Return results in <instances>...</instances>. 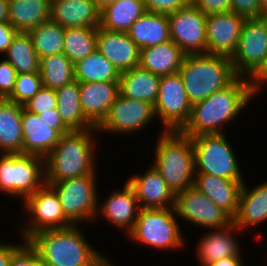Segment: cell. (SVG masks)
Returning a JSON list of instances; mask_svg holds the SVG:
<instances>
[{
	"instance_id": "cell-1",
	"label": "cell",
	"mask_w": 267,
	"mask_h": 266,
	"mask_svg": "<svg viewBox=\"0 0 267 266\" xmlns=\"http://www.w3.org/2000/svg\"><path fill=\"white\" fill-rule=\"evenodd\" d=\"M255 97L249 78L238 76L225 88L192 104L189 120L180 132L188 137L224 133V126L236 121Z\"/></svg>"
},
{
	"instance_id": "cell-2",
	"label": "cell",
	"mask_w": 267,
	"mask_h": 266,
	"mask_svg": "<svg viewBox=\"0 0 267 266\" xmlns=\"http://www.w3.org/2000/svg\"><path fill=\"white\" fill-rule=\"evenodd\" d=\"M79 225L36 232L27 241L44 266H115L86 239Z\"/></svg>"
},
{
	"instance_id": "cell-3",
	"label": "cell",
	"mask_w": 267,
	"mask_h": 266,
	"mask_svg": "<svg viewBox=\"0 0 267 266\" xmlns=\"http://www.w3.org/2000/svg\"><path fill=\"white\" fill-rule=\"evenodd\" d=\"M96 134L100 135L97 128H91L61 135L54 149L45 157V182L55 183L96 173L95 148L99 139H95Z\"/></svg>"
},
{
	"instance_id": "cell-4",
	"label": "cell",
	"mask_w": 267,
	"mask_h": 266,
	"mask_svg": "<svg viewBox=\"0 0 267 266\" xmlns=\"http://www.w3.org/2000/svg\"><path fill=\"white\" fill-rule=\"evenodd\" d=\"M153 167L169 188L178 194L193 187L194 147L191 138L180 131H162L154 149Z\"/></svg>"
},
{
	"instance_id": "cell-5",
	"label": "cell",
	"mask_w": 267,
	"mask_h": 266,
	"mask_svg": "<svg viewBox=\"0 0 267 266\" xmlns=\"http://www.w3.org/2000/svg\"><path fill=\"white\" fill-rule=\"evenodd\" d=\"M179 74L191 104L208 98L238 77L229 57L210 53L186 54Z\"/></svg>"
},
{
	"instance_id": "cell-6",
	"label": "cell",
	"mask_w": 267,
	"mask_h": 266,
	"mask_svg": "<svg viewBox=\"0 0 267 266\" xmlns=\"http://www.w3.org/2000/svg\"><path fill=\"white\" fill-rule=\"evenodd\" d=\"M175 208H141L131 241L160 250H178L185 245Z\"/></svg>"
},
{
	"instance_id": "cell-7",
	"label": "cell",
	"mask_w": 267,
	"mask_h": 266,
	"mask_svg": "<svg viewBox=\"0 0 267 266\" xmlns=\"http://www.w3.org/2000/svg\"><path fill=\"white\" fill-rule=\"evenodd\" d=\"M45 183V158L35 154H0L1 194L24 201Z\"/></svg>"
},
{
	"instance_id": "cell-8",
	"label": "cell",
	"mask_w": 267,
	"mask_h": 266,
	"mask_svg": "<svg viewBox=\"0 0 267 266\" xmlns=\"http://www.w3.org/2000/svg\"><path fill=\"white\" fill-rule=\"evenodd\" d=\"M190 138L194 147L195 174H211L228 180L244 179L237 153L225 133L199 134Z\"/></svg>"
},
{
	"instance_id": "cell-9",
	"label": "cell",
	"mask_w": 267,
	"mask_h": 266,
	"mask_svg": "<svg viewBox=\"0 0 267 266\" xmlns=\"http://www.w3.org/2000/svg\"><path fill=\"white\" fill-rule=\"evenodd\" d=\"M97 173L76 178L65 179L50 185L57 193L65 217L73 225L94 222L98 199ZM98 191V192H97Z\"/></svg>"
},
{
	"instance_id": "cell-10",
	"label": "cell",
	"mask_w": 267,
	"mask_h": 266,
	"mask_svg": "<svg viewBox=\"0 0 267 266\" xmlns=\"http://www.w3.org/2000/svg\"><path fill=\"white\" fill-rule=\"evenodd\" d=\"M22 202L29 221L27 225L17 227L20 228L19 235L26 241L36 232L73 225L65 217L56 191L46 183Z\"/></svg>"
},
{
	"instance_id": "cell-11",
	"label": "cell",
	"mask_w": 267,
	"mask_h": 266,
	"mask_svg": "<svg viewBox=\"0 0 267 266\" xmlns=\"http://www.w3.org/2000/svg\"><path fill=\"white\" fill-rule=\"evenodd\" d=\"M267 56V16L245 19L235 53L230 58L238 76L250 78Z\"/></svg>"
},
{
	"instance_id": "cell-12",
	"label": "cell",
	"mask_w": 267,
	"mask_h": 266,
	"mask_svg": "<svg viewBox=\"0 0 267 266\" xmlns=\"http://www.w3.org/2000/svg\"><path fill=\"white\" fill-rule=\"evenodd\" d=\"M192 104L189 102L179 73L161 76L154 112L164 131H180L188 122Z\"/></svg>"
},
{
	"instance_id": "cell-13",
	"label": "cell",
	"mask_w": 267,
	"mask_h": 266,
	"mask_svg": "<svg viewBox=\"0 0 267 266\" xmlns=\"http://www.w3.org/2000/svg\"><path fill=\"white\" fill-rule=\"evenodd\" d=\"M156 119L154 106L146 101L134 100L118 95L110 106L107 116L96 127L101 133L130 135L143 131V128ZM104 131V132H103Z\"/></svg>"
},
{
	"instance_id": "cell-14",
	"label": "cell",
	"mask_w": 267,
	"mask_h": 266,
	"mask_svg": "<svg viewBox=\"0 0 267 266\" xmlns=\"http://www.w3.org/2000/svg\"><path fill=\"white\" fill-rule=\"evenodd\" d=\"M171 40L186 54L207 53L206 15L191 2L167 14Z\"/></svg>"
},
{
	"instance_id": "cell-15",
	"label": "cell",
	"mask_w": 267,
	"mask_h": 266,
	"mask_svg": "<svg viewBox=\"0 0 267 266\" xmlns=\"http://www.w3.org/2000/svg\"><path fill=\"white\" fill-rule=\"evenodd\" d=\"M177 217L202 228L219 229L230 225L233 219L194 186L176 194Z\"/></svg>"
},
{
	"instance_id": "cell-16",
	"label": "cell",
	"mask_w": 267,
	"mask_h": 266,
	"mask_svg": "<svg viewBox=\"0 0 267 266\" xmlns=\"http://www.w3.org/2000/svg\"><path fill=\"white\" fill-rule=\"evenodd\" d=\"M244 21V17L232 11L206 15L207 53L231 58Z\"/></svg>"
},
{
	"instance_id": "cell-17",
	"label": "cell",
	"mask_w": 267,
	"mask_h": 266,
	"mask_svg": "<svg viewBox=\"0 0 267 266\" xmlns=\"http://www.w3.org/2000/svg\"><path fill=\"white\" fill-rule=\"evenodd\" d=\"M122 188L116 189L112 193L110 191V195L102 202L98 199L95 220L97 222L101 216L108 223H112V226L121 230L125 229V233L128 235L134 227L141 207L133 188L127 181Z\"/></svg>"
},
{
	"instance_id": "cell-18",
	"label": "cell",
	"mask_w": 267,
	"mask_h": 266,
	"mask_svg": "<svg viewBox=\"0 0 267 266\" xmlns=\"http://www.w3.org/2000/svg\"><path fill=\"white\" fill-rule=\"evenodd\" d=\"M206 232L195 246L196 257L201 266L228 257L242 256L241 244L236 237L241 231L233 222L224 228Z\"/></svg>"
},
{
	"instance_id": "cell-19",
	"label": "cell",
	"mask_w": 267,
	"mask_h": 266,
	"mask_svg": "<svg viewBox=\"0 0 267 266\" xmlns=\"http://www.w3.org/2000/svg\"><path fill=\"white\" fill-rule=\"evenodd\" d=\"M143 174L131 175L127 183L133 188L141 208H174L176 195L159 172L150 164Z\"/></svg>"
},
{
	"instance_id": "cell-20",
	"label": "cell",
	"mask_w": 267,
	"mask_h": 266,
	"mask_svg": "<svg viewBox=\"0 0 267 266\" xmlns=\"http://www.w3.org/2000/svg\"><path fill=\"white\" fill-rule=\"evenodd\" d=\"M120 72L139 64L140 48L130 39L127 32H112L97 28V49Z\"/></svg>"
},
{
	"instance_id": "cell-21",
	"label": "cell",
	"mask_w": 267,
	"mask_h": 266,
	"mask_svg": "<svg viewBox=\"0 0 267 266\" xmlns=\"http://www.w3.org/2000/svg\"><path fill=\"white\" fill-rule=\"evenodd\" d=\"M81 110L97 127L107 116L119 92V82L79 83Z\"/></svg>"
},
{
	"instance_id": "cell-22",
	"label": "cell",
	"mask_w": 267,
	"mask_h": 266,
	"mask_svg": "<svg viewBox=\"0 0 267 266\" xmlns=\"http://www.w3.org/2000/svg\"><path fill=\"white\" fill-rule=\"evenodd\" d=\"M244 181L245 179H223L211 174H195L193 186L233 219L238 211Z\"/></svg>"
},
{
	"instance_id": "cell-23",
	"label": "cell",
	"mask_w": 267,
	"mask_h": 266,
	"mask_svg": "<svg viewBox=\"0 0 267 266\" xmlns=\"http://www.w3.org/2000/svg\"><path fill=\"white\" fill-rule=\"evenodd\" d=\"M100 12L94 0H51L50 20L63 28L100 27Z\"/></svg>"
},
{
	"instance_id": "cell-24",
	"label": "cell",
	"mask_w": 267,
	"mask_h": 266,
	"mask_svg": "<svg viewBox=\"0 0 267 266\" xmlns=\"http://www.w3.org/2000/svg\"><path fill=\"white\" fill-rule=\"evenodd\" d=\"M246 184L244 181L239 195L238 211L233 218V223L241 231L252 230L253 227L267 222V179L253 188Z\"/></svg>"
},
{
	"instance_id": "cell-25",
	"label": "cell",
	"mask_w": 267,
	"mask_h": 266,
	"mask_svg": "<svg viewBox=\"0 0 267 266\" xmlns=\"http://www.w3.org/2000/svg\"><path fill=\"white\" fill-rule=\"evenodd\" d=\"M23 154L45 158L59 142L61 135L43 122L38 114L22 110Z\"/></svg>"
},
{
	"instance_id": "cell-26",
	"label": "cell",
	"mask_w": 267,
	"mask_h": 266,
	"mask_svg": "<svg viewBox=\"0 0 267 266\" xmlns=\"http://www.w3.org/2000/svg\"><path fill=\"white\" fill-rule=\"evenodd\" d=\"M186 53L172 40L141 48L138 66L158 76L179 73Z\"/></svg>"
},
{
	"instance_id": "cell-27",
	"label": "cell",
	"mask_w": 267,
	"mask_h": 266,
	"mask_svg": "<svg viewBox=\"0 0 267 266\" xmlns=\"http://www.w3.org/2000/svg\"><path fill=\"white\" fill-rule=\"evenodd\" d=\"M130 39L141 49L171 40L167 14L146 11L127 31Z\"/></svg>"
},
{
	"instance_id": "cell-28",
	"label": "cell",
	"mask_w": 267,
	"mask_h": 266,
	"mask_svg": "<svg viewBox=\"0 0 267 266\" xmlns=\"http://www.w3.org/2000/svg\"><path fill=\"white\" fill-rule=\"evenodd\" d=\"M22 110L23 105L0 98V154L23 153Z\"/></svg>"
},
{
	"instance_id": "cell-29",
	"label": "cell",
	"mask_w": 267,
	"mask_h": 266,
	"mask_svg": "<svg viewBox=\"0 0 267 266\" xmlns=\"http://www.w3.org/2000/svg\"><path fill=\"white\" fill-rule=\"evenodd\" d=\"M161 77L137 66L120 74V95L146 101L154 106L158 98Z\"/></svg>"
},
{
	"instance_id": "cell-30",
	"label": "cell",
	"mask_w": 267,
	"mask_h": 266,
	"mask_svg": "<svg viewBox=\"0 0 267 266\" xmlns=\"http://www.w3.org/2000/svg\"><path fill=\"white\" fill-rule=\"evenodd\" d=\"M51 0H9L8 22L22 33H30L50 20Z\"/></svg>"
},
{
	"instance_id": "cell-31",
	"label": "cell",
	"mask_w": 267,
	"mask_h": 266,
	"mask_svg": "<svg viewBox=\"0 0 267 266\" xmlns=\"http://www.w3.org/2000/svg\"><path fill=\"white\" fill-rule=\"evenodd\" d=\"M100 27L112 32H127L145 12L143 0H116L100 9Z\"/></svg>"
},
{
	"instance_id": "cell-32",
	"label": "cell",
	"mask_w": 267,
	"mask_h": 266,
	"mask_svg": "<svg viewBox=\"0 0 267 266\" xmlns=\"http://www.w3.org/2000/svg\"><path fill=\"white\" fill-rule=\"evenodd\" d=\"M56 91L57 110L64 125L70 131H81L96 128L83 114L80 103L79 82H72Z\"/></svg>"
},
{
	"instance_id": "cell-33",
	"label": "cell",
	"mask_w": 267,
	"mask_h": 266,
	"mask_svg": "<svg viewBox=\"0 0 267 266\" xmlns=\"http://www.w3.org/2000/svg\"><path fill=\"white\" fill-rule=\"evenodd\" d=\"M120 74L98 50L74 63V79L79 83L119 82Z\"/></svg>"
},
{
	"instance_id": "cell-34",
	"label": "cell",
	"mask_w": 267,
	"mask_h": 266,
	"mask_svg": "<svg viewBox=\"0 0 267 266\" xmlns=\"http://www.w3.org/2000/svg\"><path fill=\"white\" fill-rule=\"evenodd\" d=\"M39 73L43 86L54 90L75 80L74 64L64 53L40 58Z\"/></svg>"
},
{
	"instance_id": "cell-35",
	"label": "cell",
	"mask_w": 267,
	"mask_h": 266,
	"mask_svg": "<svg viewBox=\"0 0 267 266\" xmlns=\"http://www.w3.org/2000/svg\"><path fill=\"white\" fill-rule=\"evenodd\" d=\"M5 59L19 73L39 72L40 59L28 33L18 32L5 53Z\"/></svg>"
},
{
	"instance_id": "cell-36",
	"label": "cell",
	"mask_w": 267,
	"mask_h": 266,
	"mask_svg": "<svg viewBox=\"0 0 267 266\" xmlns=\"http://www.w3.org/2000/svg\"><path fill=\"white\" fill-rule=\"evenodd\" d=\"M39 59L45 56L63 53L65 28L60 24L48 20L40 27L28 33Z\"/></svg>"
},
{
	"instance_id": "cell-37",
	"label": "cell",
	"mask_w": 267,
	"mask_h": 266,
	"mask_svg": "<svg viewBox=\"0 0 267 266\" xmlns=\"http://www.w3.org/2000/svg\"><path fill=\"white\" fill-rule=\"evenodd\" d=\"M98 27L65 28L63 53L74 63L97 49Z\"/></svg>"
},
{
	"instance_id": "cell-38",
	"label": "cell",
	"mask_w": 267,
	"mask_h": 266,
	"mask_svg": "<svg viewBox=\"0 0 267 266\" xmlns=\"http://www.w3.org/2000/svg\"><path fill=\"white\" fill-rule=\"evenodd\" d=\"M43 87L39 72L19 73L16 76L15 87L7 98L19 105L26 104Z\"/></svg>"
},
{
	"instance_id": "cell-39",
	"label": "cell",
	"mask_w": 267,
	"mask_h": 266,
	"mask_svg": "<svg viewBox=\"0 0 267 266\" xmlns=\"http://www.w3.org/2000/svg\"><path fill=\"white\" fill-rule=\"evenodd\" d=\"M23 107L32 113L40 114L57 108V97L54 89L43 86Z\"/></svg>"
},
{
	"instance_id": "cell-40",
	"label": "cell",
	"mask_w": 267,
	"mask_h": 266,
	"mask_svg": "<svg viewBox=\"0 0 267 266\" xmlns=\"http://www.w3.org/2000/svg\"><path fill=\"white\" fill-rule=\"evenodd\" d=\"M9 266H44L37 251L26 241L11 257Z\"/></svg>"
},
{
	"instance_id": "cell-41",
	"label": "cell",
	"mask_w": 267,
	"mask_h": 266,
	"mask_svg": "<svg viewBox=\"0 0 267 266\" xmlns=\"http://www.w3.org/2000/svg\"><path fill=\"white\" fill-rule=\"evenodd\" d=\"M16 69L6 60L0 61V98L7 99L15 87Z\"/></svg>"
},
{
	"instance_id": "cell-42",
	"label": "cell",
	"mask_w": 267,
	"mask_h": 266,
	"mask_svg": "<svg viewBox=\"0 0 267 266\" xmlns=\"http://www.w3.org/2000/svg\"><path fill=\"white\" fill-rule=\"evenodd\" d=\"M231 11L245 19L263 17L261 0H231Z\"/></svg>"
},
{
	"instance_id": "cell-43",
	"label": "cell",
	"mask_w": 267,
	"mask_h": 266,
	"mask_svg": "<svg viewBox=\"0 0 267 266\" xmlns=\"http://www.w3.org/2000/svg\"><path fill=\"white\" fill-rule=\"evenodd\" d=\"M146 11L169 14L186 6L190 0H143Z\"/></svg>"
},
{
	"instance_id": "cell-44",
	"label": "cell",
	"mask_w": 267,
	"mask_h": 266,
	"mask_svg": "<svg viewBox=\"0 0 267 266\" xmlns=\"http://www.w3.org/2000/svg\"><path fill=\"white\" fill-rule=\"evenodd\" d=\"M205 15L231 11V0H190Z\"/></svg>"
},
{
	"instance_id": "cell-45",
	"label": "cell",
	"mask_w": 267,
	"mask_h": 266,
	"mask_svg": "<svg viewBox=\"0 0 267 266\" xmlns=\"http://www.w3.org/2000/svg\"><path fill=\"white\" fill-rule=\"evenodd\" d=\"M38 117L49 124V127L55 129L60 135L70 132V130L64 125L59 112L56 109L38 114Z\"/></svg>"
},
{
	"instance_id": "cell-46",
	"label": "cell",
	"mask_w": 267,
	"mask_h": 266,
	"mask_svg": "<svg viewBox=\"0 0 267 266\" xmlns=\"http://www.w3.org/2000/svg\"><path fill=\"white\" fill-rule=\"evenodd\" d=\"M252 91L255 95L263 93L264 88L267 87V56L261 67L249 78Z\"/></svg>"
},
{
	"instance_id": "cell-47",
	"label": "cell",
	"mask_w": 267,
	"mask_h": 266,
	"mask_svg": "<svg viewBox=\"0 0 267 266\" xmlns=\"http://www.w3.org/2000/svg\"><path fill=\"white\" fill-rule=\"evenodd\" d=\"M17 33L18 31L9 22L0 23V57L6 53Z\"/></svg>"
},
{
	"instance_id": "cell-48",
	"label": "cell",
	"mask_w": 267,
	"mask_h": 266,
	"mask_svg": "<svg viewBox=\"0 0 267 266\" xmlns=\"http://www.w3.org/2000/svg\"><path fill=\"white\" fill-rule=\"evenodd\" d=\"M26 242L22 238V242L20 243H3L0 242V266H9L10 259L12 255Z\"/></svg>"
},
{
	"instance_id": "cell-49",
	"label": "cell",
	"mask_w": 267,
	"mask_h": 266,
	"mask_svg": "<svg viewBox=\"0 0 267 266\" xmlns=\"http://www.w3.org/2000/svg\"><path fill=\"white\" fill-rule=\"evenodd\" d=\"M242 257L243 256L228 257V258L218 260L216 262L209 263L206 266H247Z\"/></svg>"
},
{
	"instance_id": "cell-50",
	"label": "cell",
	"mask_w": 267,
	"mask_h": 266,
	"mask_svg": "<svg viewBox=\"0 0 267 266\" xmlns=\"http://www.w3.org/2000/svg\"><path fill=\"white\" fill-rule=\"evenodd\" d=\"M9 0H0V23L8 22Z\"/></svg>"
},
{
	"instance_id": "cell-51",
	"label": "cell",
	"mask_w": 267,
	"mask_h": 266,
	"mask_svg": "<svg viewBox=\"0 0 267 266\" xmlns=\"http://www.w3.org/2000/svg\"><path fill=\"white\" fill-rule=\"evenodd\" d=\"M94 1H95V4L101 9L106 4H109V3L116 1V0H94Z\"/></svg>"
},
{
	"instance_id": "cell-52",
	"label": "cell",
	"mask_w": 267,
	"mask_h": 266,
	"mask_svg": "<svg viewBox=\"0 0 267 266\" xmlns=\"http://www.w3.org/2000/svg\"><path fill=\"white\" fill-rule=\"evenodd\" d=\"M263 17L267 16V0H261Z\"/></svg>"
}]
</instances>
